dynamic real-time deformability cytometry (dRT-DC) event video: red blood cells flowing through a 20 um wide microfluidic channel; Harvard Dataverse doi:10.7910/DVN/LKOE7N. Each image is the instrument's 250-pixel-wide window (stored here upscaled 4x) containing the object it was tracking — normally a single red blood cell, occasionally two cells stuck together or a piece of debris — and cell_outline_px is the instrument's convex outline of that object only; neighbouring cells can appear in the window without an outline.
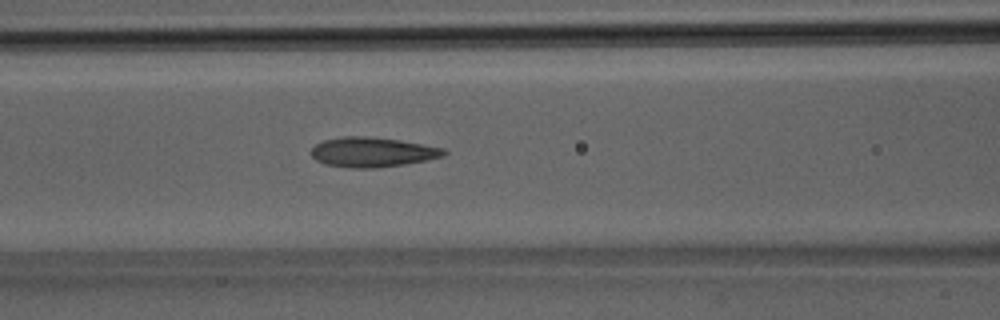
{"species": "Egyptian fruit bat (a non-hibernating species)", "species_latin": "Rousettus aegyptiacus", "temperature_condition": "room temperature", "stored_images_in_passage": 27, "camera_frame_rate_fps": 3000, "um_per_image_px": 0.085, "animal": {"sex": "male"}, "frame": {"image": 1, "passage_image": 5, "time_ms": 1.333, "image_size_px": [1000, 320], "cell_outline_px": [[448, 152], [444, 156], [428, 160], [404, 164], [376, 168], [348, 168], [324, 164], [316, 160], [312, 156], [312, 148], [316, 144], [324, 140], [344, 136], [368, 136], [400, 140], [444, 148]], "centroid_in_image_um": [31.66, 12.93], "position_along_channel_um": 134.9, "area_um2": 23.12}}
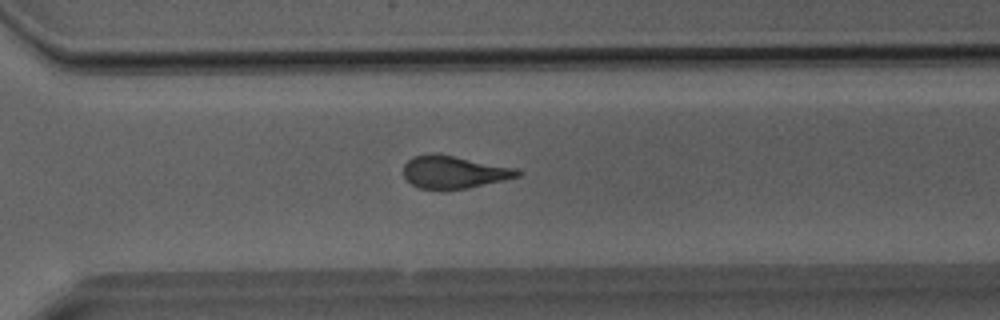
{"frame": {"image": 2, "passage_image": 16, "time_ms": 5.0, "image_size_px": [1000, 320], "cell_outline_px": [[520, 176], [504, 180], [468, 188], [444, 192], [440, 192], [420, 188], [412, 184], [404, 176], [404, 164], [412, 156], [428, 152], [436, 152], [516, 168], [520, 172]], "centroid_in_image_um": [38.54, 14.64], "position_along_channel_um": 332.1, "area_um2": 22.31}}
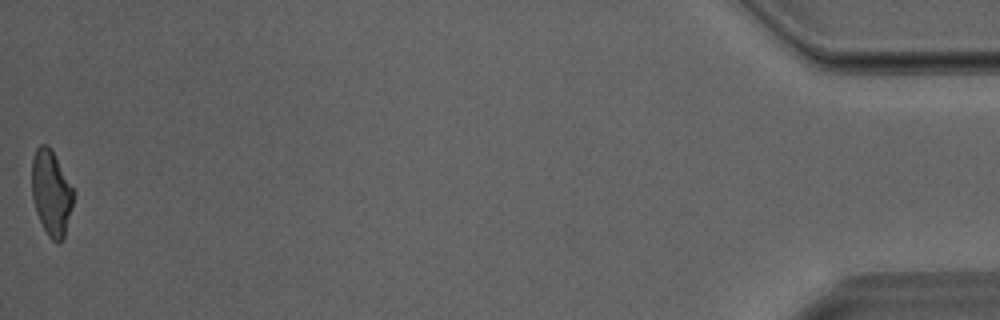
{"frame": {"image": 3, "passage_image": 27, "time_ms": 8.667, "image_size_px": [1000, 320], "cell_outline_px": [[76, 192], [64, 240], [60, 244], [56, 244], [48, 236], [36, 212], [32, 196], [32, 160], [36, 148], [40, 144], [48, 144]], "centroid_in_image_um": [4.38, 16.43], "position_along_channel_um": 430.8, "area_um2": 20.98}}